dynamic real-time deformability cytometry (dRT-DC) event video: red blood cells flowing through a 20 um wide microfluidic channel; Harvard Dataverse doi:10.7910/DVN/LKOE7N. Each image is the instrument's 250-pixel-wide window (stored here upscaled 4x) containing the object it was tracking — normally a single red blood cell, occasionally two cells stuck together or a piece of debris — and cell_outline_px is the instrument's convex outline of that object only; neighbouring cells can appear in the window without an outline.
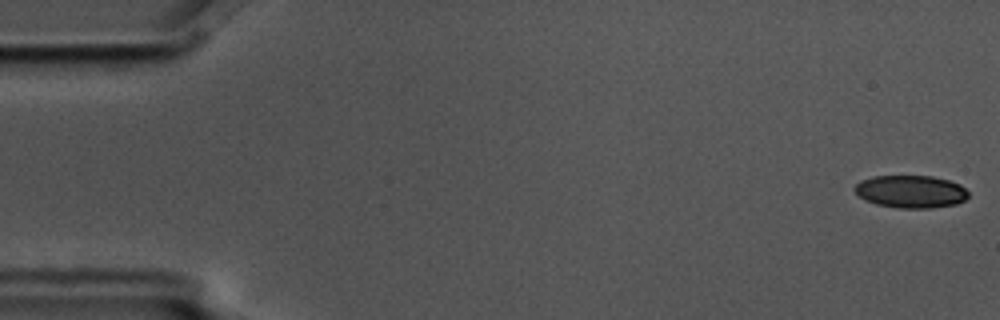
{"species": "common noctule bat (a hibernating species)", "species_latin": "Nyctalus noctula", "temperature_condition": "cold", "stored_images_in_passage": 6, "camera_frame_rate_fps": 3000, "um_per_image_px": 0.085, "animal": {"sex": "male", "body_mass_g": 17.5, "forearm_length_mm": 52.3}, "frame": {"image": 1, "passage_image": 1, "time_ms": 0.0, "image_size_px": [1000, 320], "cell_outline_px": [[968, 196], [964, 200], [956, 204], [932, 208], [900, 208], [876, 204], [864, 200], [852, 188], [860, 180], [872, 176], [932, 176], [948, 180], [960, 184], [968, 192]], "centroid_in_image_um": [77.4, 16.28], "position_along_channel_um": 7.6, "area_um2": 21.68}}